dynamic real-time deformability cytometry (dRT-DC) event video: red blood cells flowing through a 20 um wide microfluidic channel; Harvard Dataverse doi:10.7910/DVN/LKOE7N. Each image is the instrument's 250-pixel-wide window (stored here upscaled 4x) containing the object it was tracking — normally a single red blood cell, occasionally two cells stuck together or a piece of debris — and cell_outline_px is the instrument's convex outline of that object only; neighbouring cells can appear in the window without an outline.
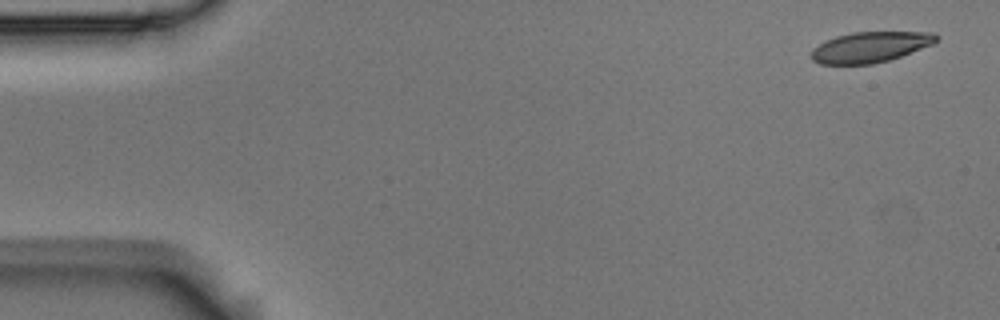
{"species": "Egyptian fruit bat (a non-hibernating species)", "species_latin": "Rousettus aegyptiacus", "temperature_condition": "room temperature", "stored_images_in_passage": 6, "segment_of_instrument_passage": [1, 2], "camera_frame_rate_fps": 3000, "um_per_image_px": 0.085, "animal": {"sex": "male"}, "frame": {"image": 1, "passage_image": 1, "time_ms": 0.0, "image_size_px": [1000, 320], "cell_outline_px": [[940, 36], [932, 44], [900, 56], [888, 60], [872, 64], [820, 64], [812, 60], [812, 48], [836, 36], [852, 32], [936, 32]], "centroid_in_image_um": [73.98, 3.99], "position_along_channel_um": 11.0, "area_um2": 22.08}}
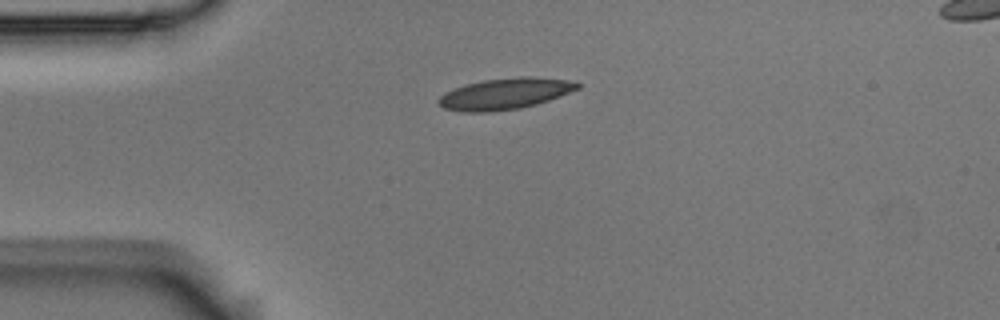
{"frame": {"image": 2, "passage_image": 4, "time_ms": 1.0, "image_size_px": [1000, 320], "cell_outline_px": [[580, 88], [560, 96], [536, 104], [520, 108], [488, 112], [464, 112], [444, 108], [436, 100], [444, 92], [464, 84], [484, 80], [520, 76], [532, 76], [576, 80], [580, 84]], "centroid_in_image_um": [42.95, 7.95], "position_along_channel_um": 42.0, "area_um2": 25.49}}